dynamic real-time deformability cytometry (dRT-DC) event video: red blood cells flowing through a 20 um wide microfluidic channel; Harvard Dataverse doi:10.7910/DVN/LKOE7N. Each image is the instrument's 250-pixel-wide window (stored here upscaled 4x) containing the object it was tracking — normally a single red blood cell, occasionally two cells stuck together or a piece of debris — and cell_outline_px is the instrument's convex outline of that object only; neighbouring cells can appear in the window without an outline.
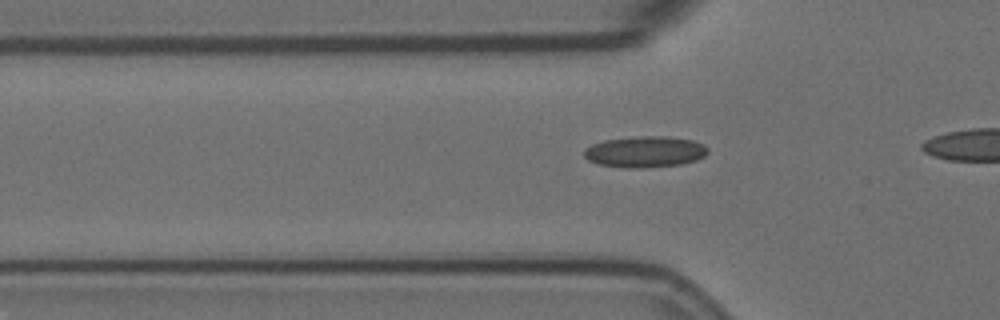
{"species": "Egyptian fruit bat (a non-hibernating species)", "species_latin": "Rousettus aegyptiacus", "temperature_condition": "room temperature", "stored_images_in_passage": 12, "camera_frame_rate_fps": 3000, "um_per_image_px": 0.085, "animal": {"sex": "female"}, "frame": {"image": 1, "passage_image": 6, "time_ms": 1.667, "image_size_px": [1000, 320], "cell_outline_px": [[708, 152], [704, 156], [696, 160], [680, 164], [640, 168], [628, 168], [600, 164], [588, 160], [584, 156], [584, 148], [592, 144], [604, 140], [640, 136], [668, 136], [692, 140], [704, 144], [708, 148]], "centroid_in_image_um": [54.83, 12.89], "position_along_channel_um": 71.0, "area_um2": 22.43}}
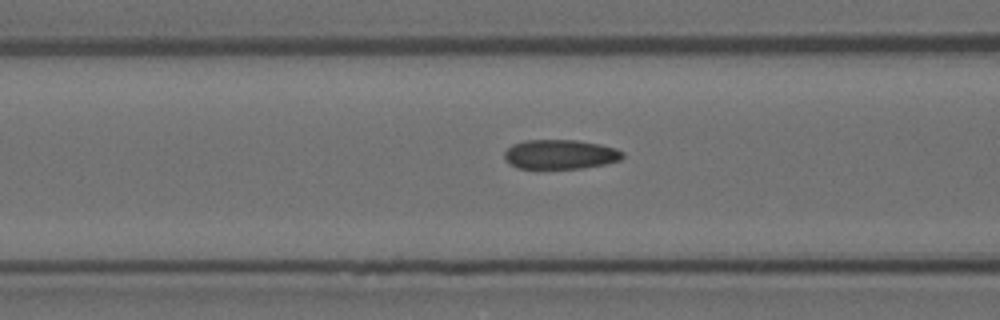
{"frame": {"image": 2, "passage_image": 10, "time_ms": 3.0, "image_size_px": [1000, 320], "cell_outline_px": [[624, 156], [620, 160], [604, 164], [580, 168], [516, 168], [504, 156], [504, 152], [512, 144], [524, 140], [576, 140], [600, 144], [616, 148], [624, 152]], "centroid_in_image_um": [47.64, 13.11], "position_along_channel_um": 119.0, "area_um2": 20.17}}